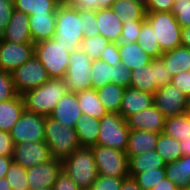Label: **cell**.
Returning <instances> with one entry per match:
<instances>
[{"mask_svg": "<svg viewBox=\"0 0 190 190\" xmlns=\"http://www.w3.org/2000/svg\"><path fill=\"white\" fill-rule=\"evenodd\" d=\"M82 19L71 4H60L56 10V32L53 39L67 52L81 48L84 39Z\"/></svg>", "mask_w": 190, "mask_h": 190, "instance_id": "1", "label": "cell"}, {"mask_svg": "<svg viewBox=\"0 0 190 190\" xmlns=\"http://www.w3.org/2000/svg\"><path fill=\"white\" fill-rule=\"evenodd\" d=\"M67 92L62 79L50 78L39 87L22 94L25 111L49 117Z\"/></svg>", "mask_w": 190, "mask_h": 190, "instance_id": "2", "label": "cell"}, {"mask_svg": "<svg viewBox=\"0 0 190 190\" xmlns=\"http://www.w3.org/2000/svg\"><path fill=\"white\" fill-rule=\"evenodd\" d=\"M62 171L82 190L90 189L98 176L91 147H80L62 159Z\"/></svg>", "mask_w": 190, "mask_h": 190, "instance_id": "3", "label": "cell"}, {"mask_svg": "<svg viewBox=\"0 0 190 190\" xmlns=\"http://www.w3.org/2000/svg\"><path fill=\"white\" fill-rule=\"evenodd\" d=\"M44 142L53 158L64 159L81 147L76 131L57 120L46 117Z\"/></svg>", "mask_w": 190, "mask_h": 190, "instance_id": "4", "label": "cell"}, {"mask_svg": "<svg viewBox=\"0 0 190 190\" xmlns=\"http://www.w3.org/2000/svg\"><path fill=\"white\" fill-rule=\"evenodd\" d=\"M131 74V88L153 94L159 87L171 83L172 79L161 58L153 59L149 64L134 69Z\"/></svg>", "mask_w": 190, "mask_h": 190, "instance_id": "5", "label": "cell"}, {"mask_svg": "<svg viewBox=\"0 0 190 190\" xmlns=\"http://www.w3.org/2000/svg\"><path fill=\"white\" fill-rule=\"evenodd\" d=\"M145 20L155 32L163 53L181 45V27L171 12H146Z\"/></svg>", "mask_w": 190, "mask_h": 190, "instance_id": "6", "label": "cell"}, {"mask_svg": "<svg viewBox=\"0 0 190 190\" xmlns=\"http://www.w3.org/2000/svg\"><path fill=\"white\" fill-rule=\"evenodd\" d=\"M70 53L53 38L34 44V54L47 70L50 78L61 79L66 75Z\"/></svg>", "mask_w": 190, "mask_h": 190, "instance_id": "7", "label": "cell"}, {"mask_svg": "<svg viewBox=\"0 0 190 190\" xmlns=\"http://www.w3.org/2000/svg\"><path fill=\"white\" fill-rule=\"evenodd\" d=\"M93 60L81 49L70 53L66 75L61 79L70 92L92 89L91 70Z\"/></svg>", "mask_w": 190, "mask_h": 190, "instance_id": "8", "label": "cell"}, {"mask_svg": "<svg viewBox=\"0 0 190 190\" xmlns=\"http://www.w3.org/2000/svg\"><path fill=\"white\" fill-rule=\"evenodd\" d=\"M130 129L120 113H108L100 119L98 146L126 151Z\"/></svg>", "mask_w": 190, "mask_h": 190, "instance_id": "9", "label": "cell"}, {"mask_svg": "<svg viewBox=\"0 0 190 190\" xmlns=\"http://www.w3.org/2000/svg\"><path fill=\"white\" fill-rule=\"evenodd\" d=\"M91 149L98 175L117 178L129 177L128 156L124 151L98 145L92 146Z\"/></svg>", "mask_w": 190, "mask_h": 190, "instance_id": "10", "label": "cell"}, {"mask_svg": "<svg viewBox=\"0 0 190 190\" xmlns=\"http://www.w3.org/2000/svg\"><path fill=\"white\" fill-rule=\"evenodd\" d=\"M12 81L18 95L35 89L50 79L47 70L35 54L12 73Z\"/></svg>", "mask_w": 190, "mask_h": 190, "instance_id": "11", "label": "cell"}, {"mask_svg": "<svg viewBox=\"0 0 190 190\" xmlns=\"http://www.w3.org/2000/svg\"><path fill=\"white\" fill-rule=\"evenodd\" d=\"M45 121L46 116L24 111L9 132L14 144L44 141Z\"/></svg>", "mask_w": 190, "mask_h": 190, "instance_id": "12", "label": "cell"}, {"mask_svg": "<svg viewBox=\"0 0 190 190\" xmlns=\"http://www.w3.org/2000/svg\"><path fill=\"white\" fill-rule=\"evenodd\" d=\"M186 101L187 95L172 83L159 87L153 94V104L166 118L185 114Z\"/></svg>", "mask_w": 190, "mask_h": 190, "instance_id": "13", "label": "cell"}, {"mask_svg": "<svg viewBox=\"0 0 190 190\" xmlns=\"http://www.w3.org/2000/svg\"><path fill=\"white\" fill-rule=\"evenodd\" d=\"M34 55L33 43H12L0 39V70L12 73Z\"/></svg>", "mask_w": 190, "mask_h": 190, "instance_id": "14", "label": "cell"}, {"mask_svg": "<svg viewBox=\"0 0 190 190\" xmlns=\"http://www.w3.org/2000/svg\"><path fill=\"white\" fill-rule=\"evenodd\" d=\"M12 158L26 169L53 159L44 141L16 143Z\"/></svg>", "mask_w": 190, "mask_h": 190, "instance_id": "15", "label": "cell"}, {"mask_svg": "<svg viewBox=\"0 0 190 190\" xmlns=\"http://www.w3.org/2000/svg\"><path fill=\"white\" fill-rule=\"evenodd\" d=\"M62 173V160L53 158L47 162L26 169L30 189L53 187L57 177Z\"/></svg>", "mask_w": 190, "mask_h": 190, "instance_id": "16", "label": "cell"}, {"mask_svg": "<svg viewBox=\"0 0 190 190\" xmlns=\"http://www.w3.org/2000/svg\"><path fill=\"white\" fill-rule=\"evenodd\" d=\"M166 117L153 104L149 108L131 114L126 118L130 130H143L155 133L164 131Z\"/></svg>", "mask_w": 190, "mask_h": 190, "instance_id": "17", "label": "cell"}, {"mask_svg": "<svg viewBox=\"0 0 190 190\" xmlns=\"http://www.w3.org/2000/svg\"><path fill=\"white\" fill-rule=\"evenodd\" d=\"M83 115L75 92L68 91L55 105L51 118L68 127H75L76 121Z\"/></svg>", "mask_w": 190, "mask_h": 190, "instance_id": "18", "label": "cell"}, {"mask_svg": "<svg viewBox=\"0 0 190 190\" xmlns=\"http://www.w3.org/2000/svg\"><path fill=\"white\" fill-rule=\"evenodd\" d=\"M0 39L12 43H33L30 34L29 15L14 9L9 24L1 34Z\"/></svg>", "mask_w": 190, "mask_h": 190, "instance_id": "19", "label": "cell"}, {"mask_svg": "<svg viewBox=\"0 0 190 190\" xmlns=\"http://www.w3.org/2000/svg\"><path fill=\"white\" fill-rule=\"evenodd\" d=\"M153 105V93L127 87L124 91L119 113L126 119L131 114L149 108Z\"/></svg>", "mask_w": 190, "mask_h": 190, "instance_id": "20", "label": "cell"}, {"mask_svg": "<svg viewBox=\"0 0 190 190\" xmlns=\"http://www.w3.org/2000/svg\"><path fill=\"white\" fill-rule=\"evenodd\" d=\"M29 27L33 44L52 39L56 32V13L30 15Z\"/></svg>", "mask_w": 190, "mask_h": 190, "instance_id": "21", "label": "cell"}, {"mask_svg": "<svg viewBox=\"0 0 190 190\" xmlns=\"http://www.w3.org/2000/svg\"><path fill=\"white\" fill-rule=\"evenodd\" d=\"M96 22L99 34L109 42L117 43L121 37L123 22L113 13L111 8L98 9L96 11Z\"/></svg>", "mask_w": 190, "mask_h": 190, "instance_id": "22", "label": "cell"}, {"mask_svg": "<svg viewBox=\"0 0 190 190\" xmlns=\"http://www.w3.org/2000/svg\"><path fill=\"white\" fill-rule=\"evenodd\" d=\"M159 134L151 131L130 130L125 153L128 157L154 151Z\"/></svg>", "mask_w": 190, "mask_h": 190, "instance_id": "23", "label": "cell"}, {"mask_svg": "<svg viewBox=\"0 0 190 190\" xmlns=\"http://www.w3.org/2000/svg\"><path fill=\"white\" fill-rule=\"evenodd\" d=\"M25 111L22 95L0 102V131L10 132Z\"/></svg>", "mask_w": 190, "mask_h": 190, "instance_id": "24", "label": "cell"}, {"mask_svg": "<svg viewBox=\"0 0 190 190\" xmlns=\"http://www.w3.org/2000/svg\"><path fill=\"white\" fill-rule=\"evenodd\" d=\"M165 176L180 190H187L190 185V155L165 164Z\"/></svg>", "mask_w": 190, "mask_h": 190, "instance_id": "25", "label": "cell"}, {"mask_svg": "<svg viewBox=\"0 0 190 190\" xmlns=\"http://www.w3.org/2000/svg\"><path fill=\"white\" fill-rule=\"evenodd\" d=\"M100 120L83 114L75 124V131L81 147H92L97 144Z\"/></svg>", "mask_w": 190, "mask_h": 190, "instance_id": "26", "label": "cell"}, {"mask_svg": "<svg viewBox=\"0 0 190 190\" xmlns=\"http://www.w3.org/2000/svg\"><path fill=\"white\" fill-rule=\"evenodd\" d=\"M165 163L162 157L154 150L145 152L142 155L128 157L129 177L141 174L153 169L164 168Z\"/></svg>", "mask_w": 190, "mask_h": 190, "instance_id": "27", "label": "cell"}, {"mask_svg": "<svg viewBox=\"0 0 190 190\" xmlns=\"http://www.w3.org/2000/svg\"><path fill=\"white\" fill-rule=\"evenodd\" d=\"M160 58L172 76L183 71H190V49L187 47L180 45L171 51L164 52Z\"/></svg>", "mask_w": 190, "mask_h": 190, "instance_id": "28", "label": "cell"}, {"mask_svg": "<svg viewBox=\"0 0 190 190\" xmlns=\"http://www.w3.org/2000/svg\"><path fill=\"white\" fill-rule=\"evenodd\" d=\"M121 62L127 69L133 71L142 65L149 64L153 58L149 56L137 42L128 45H118Z\"/></svg>", "mask_w": 190, "mask_h": 190, "instance_id": "29", "label": "cell"}, {"mask_svg": "<svg viewBox=\"0 0 190 190\" xmlns=\"http://www.w3.org/2000/svg\"><path fill=\"white\" fill-rule=\"evenodd\" d=\"M76 95L83 114L100 120L109 113L99 100L95 89L82 90L77 92Z\"/></svg>", "mask_w": 190, "mask_h": 190, "instance_id": "30", "label": "cell"}, {"mask_svg": "<svg viewBox=\"0 0 190 190\" xmlns=\"http://www.w3.org/2000/svg\"><path fill=\"white\" fill-rule=\"evenodd\" d=\"M125 87L108 83L105 86L96 89L99 100L109 113H119L121 101Z\"/></svg>", "mask_w": 190, "mask_h": 190, "instance_id": "31", "label": "cell"}, {"mask_svg": "<svg viewBox=\"0 0 190 190\" xmlns=\"http://www.w3.org/2000/svg\"><path fill=\"white\" fill-rule=\"evenodd\" d=\"M110 8L122 22L129 19L131 21H146V9L133 0H115Z\"/></svg>", "mask_w": 190, "mask_h": 190, "instance_id": "32", "label": "cell"}, {"mask_svg": "<svg viewBox=\"0 0 190 190\" xmlns=\"http://www.w3.org/2000/svg\"><path fill=\"white\" fill-rule=\"evenodd\" d=\"M13 4L14 9L30 16L56 13L61 3L59 0H13Z\"/></svg>", "mask_w": 190, "mask_h": 190, "instance_id": "33", "label": "cell"}, {"mask_svg": "<svg viewBox=\"0 0 190 190\" xmlns=\"http://www.w3.org/2000/svg\"><path fill=\"white\" fill-rule=\"evenodd\" d=\"M155 151L162 157L165 164L172 163L183 156L180 141L163 132L159 133Z\"/></svg>", "mask_w": 190, "mask_h": 190, "instance_id": "34", "label": "cell"}, {"mask_svg": "<svg viewBox=\"0 0 190 190\" xmlns=\"http://www.w3.org/2000/svg\"><path fill=\"white\" fill-rule=\"evenodd\" d=\"M116 65H109L101 59L93 60L90 74L92 89H99L108 83L115 84Z\"/></svg>", "mask_w": 190, "mask_h": 190, "instance_id": "35", "label": "cell"}, {"mask_svg": "<svg viewBox=\"0 0 190 190\" xmlns=\"http://www.w3.org/2000/svg\"><path fill=\"white\" fill-rule=\"evenodd\" d=\"M136 42L153 59L160 58L163 54L158 40L156 39L155 32L147 21L142 24Z\"/></svg>", "mask_w": 190, "mask_h": 190, "instance_id": "36", "label": "cell"}, {"mask_svg": "<svg viewBox=\"0 0 190 190\" xmlns=\"http://www.w3.org/2000/svg\"><path fill=\"white\" fill-rule=\"evenodd\" d=\"M163 133L180 141L181 138L190 133V115L185 113L167 117Z\"/></svg>", "mask_w": 190, "mask_h": 190, "instance_id": "37", "label": "cell"}, {"mask_svg": "<svg viewBox=\"0 0 190 190\" xmlns=\"http://www.w3.org/2000/svg\"><path fill=\"white\" fill-rule=\"evenodd\" d=\"M12 190H29L28 180L26 176V168L17 162H12L5 177Z\"/></svg>", "mask_w": 190, "mask_h": 190, "instance_id": "38", "label": "cell"}, {"mask_svg": "<svg viewBox=\"0 0 190 190\" xmlns=\"http://www.w3.org/2000/svg\"><path fill=\"white\" fill-rule=\"evenodd\" d=\"M165 177V169L158 168L141 174H136L133 179L142 190H151Z\"/></svg>", "mask_w": 190, "mask_h": 190, "instance_id": "39", "label": "cell"}, {"mask_svg": "<svg viewBox=\"0 0 190 190\" xmlns=\"http://www.w3.org/2000/svg\"><path fill=\"white\" fill-rule=\"evenodd\" d=\"M109 41L100 34L91 38H84L81 44V49L92 59L100 58L102 51L108 45Z\"/></svg>", "mask_w": 190, "mask_h": 190, "instance_id": "40", "label": "cell"}, {"mask_svg": "<svg viewBox=\"0 0 190 190\" xmlns=\"http://www.w3.org/2000/svg\"><path fill=\"white\" fill-rule=\"evenodd\" d=\"M144 22L145 21H131L130 19L123 22L121 37L119 38L117 44L128 45L130 43L136 42L141 30V26Z\"/></svg>", "mask_w": 190, "mask_h": 190, "instance_id": "41", "label": "cell"}, {"mask_svg": "<svg viewBox=\"0 0 190 190\" xmlns=\"http://www.w3.org/2000/svg\"><path fill=\"white\" fill-rule=\"evenodd\" d=\"M171 13L181 28L190 26V0H174Z\"/></svg>", "mask_w": 190, "mask_h": 190, "instance_id": "42", "label": "cell"}, {"mask_svg": "<svg viewBox=\"0 0 190 190\" xmlns=\"http://www.w3.org/2000/svg\"><path fill=\"white\" fill-rule=\"evenodd\" d=\"M78 11L80 18L82 19L84 38H91L99 34L96 22V11L81 9H78Z\"/></svg>", "mask_w": 190, "mask_h": 190, "instance_id": "43", "label": "cell"}, {"mask_svg": "<svg viewBox=\"0 0 190 190\" xmlns=\"http://www.w3.org/2000/svg\"><path fill=\"white\" fill-rule=\"evenodd\" d=\"M12 75L0 70V102L11 100L17 96Z\"/></svg>", "mask_w": 190, "mask_h": 190, "instance_id": "44", "label": "cell"}, {"mask_svg": "<svg viewBox=\"0 0 190 190\" xmlns=\"http://www.w3.org/2000/svg\"><path fill=\"white\" fill-rule=\"evenodd\" d=\"M124 179L98 175L97 179L91 185L90 190H121Z\"/></svg>", "mask_w": 190, "mask_h": 190, "instance_id": "45", "label": "cell"}, {"mask_svg": "<svg viewBox=\"0 0 190 190\" xmlns=\"http://www.w3.org/2000/svg\"><path fill=\"white\" fill-rule=\"evenodd\" d=\"M99 59L103 60L111 66L121 63L118 44L115 42H109L102 51Z\"/></svg>", "mask_w": 190, "mask_h": 190, "instance_id": "46", "label": "cell"}, {"mask_svg": "<svg viewBox=\"0 0 190 190\" xmlns=\"http://www.w3.org/2000/svg\"><path fill=\"white\" fill-rule=\"evenodd\" d=\"M13 11V0H0V36L9 24Z\"/></svg>", "mask_w": 190, "mask_h": 190, "instance_id": "47", "label": "cell"}, {"mask_svg": "<svg viewBox=\"0 0 190 190\" xmlns=\"http://www.w3.org/2000/svg\"><path fill=\"white\" fill-rule=\"evenodd\" d=\"M131 71L126 68L124 63H118L116 65L115 84L122 87H130Z\"/></svg>", "mask_w": 190, "mask_h": 190, "instance_id": "48", "label": "cell"}, {"mask_svg": "<svg viewBox=\"0 0 190 190\" xmlns=\"http://www.w3.org/2000/svg\"><path fill=\"white\" fill-rule=\"evenodd\" d=\"M171 83L188 96L190 94V71H183L172 76Z\"/></svg>", "mask_w": 190, "mask_h": 190, "instance_id": "49", "label": "cell"}, {"mask_svg": "<svg viewBox=\"0 0 190 190\" xmlns=\"http://www.w3.org/2000/svg\"><path fill=\"white\" fill-rule=\"evenodd\" d=\"M14 146L10 133L0 131V156L12 157Z\"/></svg>", "mask_w": 190, "mask_h": 190, "instance_id": "50", "label": "cell"}, {"mask_svg": "<svg viewBox=\"0 0 190 190\" xmlns=\"http://www.w3.org/2000/svg\"><path fill=\"white\" fill-rule=\"evenodd\" d=\"M53 190H82L70 177H68L63 171L57 177Z\"/></svg>", "mask_w": 190, "mask_h": 190, "instance_id": "51", "label": "cell"}, {"mask_svg": "<svg viewBox=\"0 0 190 190\" xmlns=\"http://www.w3.org/2000/svg\"><path fill=\"white\" fill-rule=\"evenodd\" d=\"M174 0H148L146 12H171Z\"/></svg>", "mask_w": 190, "mask_h": 190, "instance_id": "52", "label": "cell"}, {"mask_svg": "<svg viewBox=\"0 0 190 190\" xmlns=\"http://www.w3.org/2000/svg\"><path fill=\"white\" fill-rule=\"evenodd\" d=\"M71 5L76 9L81 10H98V2L97 0H74Z\"/></svg>", "mask_w": 190, "mask_h": 190, "instance_id": "53", "label": "cell"}, {"mask_svg": "<svg viewBox=\"0 0 190 190\" xmlns=\"http://www.w3.org/2000/svg\"><path fill=\"white\" fill-rule=\"evenodd\" d=\"M13 162L12 157L0 156V179L5 178L10 165Z\"/></svg>", "mask_w": 190, "mask_h": 190, "instance_id": "54", "label": "cell"}, {"mask_svg": "<svg viewBox=\"0 0 190 190\" xmlns=\"http://www.w3.org/2000/svg\"><path fill=\"white\" fill-rule=\"evenodd\" d=\"M151 190H180L174 183H172L168 178H164L160 183H158Z\"/></svg>", "mask_w": 190, "mask_h": 190, "instance_id": "55", "label": "cell"}, {"mask_svg": "<svg viewBox=\"0 0 190 190\" xmlns=\"http://www.w3.org/2000/svg\"><path fill=\"white\" fill-rule=\"evenodd\" d=\"M121 190H142L132 177L123 180Z\"/></svg>", "mask_w": 190, "mask_h": 190, "instance_id": "56", "label": "cell"}, {"mask_svg": "<svg viewBox=\"0 0 190 190\" xmlns=\"http://www.w3.org/2000/svg\"><path fill=\"white\" fill-rule=\"evenodd\" d=\"M181 45L190 49V26L181 28Z\"/></svg>", "mask_w": 190, "mask_h": 190, "instance_id": "57", "label": "cell"}, {"mask_svg": "<svg viewBox=\"0 0 190 190\" xmlns=\"http://www.w3.org/2000/svg\"><path fill=\"white\" fill-rule=\"evenodd\" d=\"M180 148L183 156L190 155V133L180 139Z\"/></svg>", "mask_w": 190, "mask_h": 190, "instance_id": "58", "label": "cell"}, {"mask_svg": "<svg viewBox=\"0 0 190 190\" xmlns=\"http://www.w3.org/2000/svg\"><path fill=\"white\" fill-rule=\"evenodd\" d=\"M115 0H97L98 9L110 8Z\"/></svg>", "mask_w": 190, "mask_h": 190, "instance_id": "59", "label": "cell"}, {"mask_svg": "<svg viewBox=\"0 0 190 190\" xmlns=\"http://www.w3.org/2000/svg\"><path fill=\"white\" fill-rule=\"evenodd\" d=\"M0 190H12L9 181L6 178L0 179Z\"/></svg>", "mask_w": 190, "mask_h": 190, "instance_id": "60", "label": "cell"}, {"mask_svg": "<svg viewBox=\"0 0 190 190\" xmlns=\"http://www.w3.org/2000/svg\"><path fill=\"white\" fill-rule=\"evenodd\" d=\"M186 114L190 115V94L187 96V101H186Z\"/></svg>", "mask_w": 190, "mask_h": 190, "instance_id": "61", "label": "cell"}, {"mask_svg": "<svg viewBox=\"0 0 190 190\" xmlns=\"http://www.w3.org/2000/svg\"><path fill=\"white\" fill-rule=\"evenodd\" d=\"M135 1L136 3L142 5L145 9L147 7V4H148V0H133Z\"/></svg>", "mask_w": 190, "mask_h": 190, "instance_id": "62", "label": "cell"}, {"mask_svg": "<svg viewBox=\"0 0 190 190\" xmlns=\"http://www.w3.org/2000/svg\"><path fill=\"white\" fill-rule=\"evenodd\" d=\"M29 190H53V187H45V188H34Z\"/></svg>", "mask_w": 190, "mask_h": 190, "instance_id": "63", "label": "cell"}, {"mask_svg": "<svg viewBox=\"0 0 190 190\" xmlns=\"http://www.w3.org/2000/svg\"><path fill=\"white\" fill-rule=\"evenodd\" d=\"M61 4H71L74 0H59Z\"/></svg>", "mask_w": 190, "mask_h": 190, "instance_id": "64", "label": "cell"}]
</instances>
